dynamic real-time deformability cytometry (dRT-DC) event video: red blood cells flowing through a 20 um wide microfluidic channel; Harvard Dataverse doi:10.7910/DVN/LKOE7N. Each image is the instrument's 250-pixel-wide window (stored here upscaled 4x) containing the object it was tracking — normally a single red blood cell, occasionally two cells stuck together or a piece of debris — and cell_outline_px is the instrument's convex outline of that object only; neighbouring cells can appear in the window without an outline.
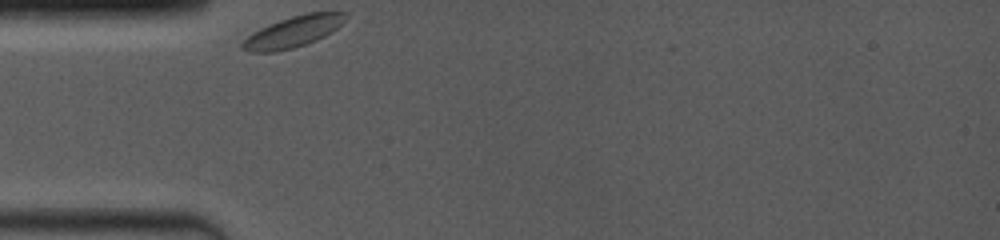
{"species": "common noctule bat (a hibernating species)", "species_latin": "Nyctalus noctula", "temperature_condition": "room temperature", "stored_images_in_passage": 8, "camera_frame_rate_fps": 4000, "um_per_image_px": 0.085, "animal": {"sex": "female", "body_mass_g": 19.0, "forearm_length_mm": 53.3}, "frame": {"image": 1, "passage_image": 1, "time_ms": 0.0, "image_size_px": [1000, 240], "cell_outline_px": [[348, 12], [344, 20], [336, 28], [324, 36], [316, 40], [292, 48], [276, 52], [248, 52], [240, 48], [240, 44], [252, 32], [268, 24], [304, 12]], "centroid_in_image_um": [24.87, 2.7], "position_along_channel_um": 60.1, "area_um2": 18.61}}
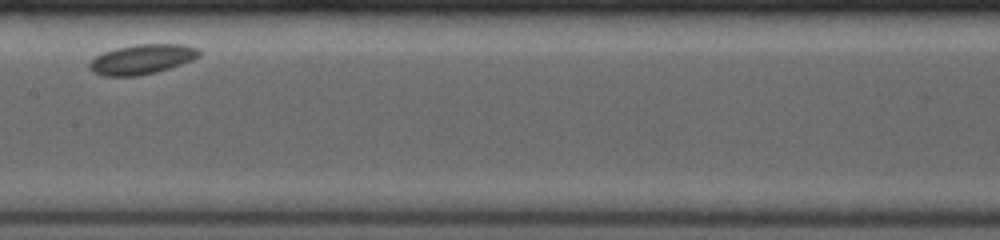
{"frame": {"image": 2, "passage_image": 4, "time_ms": 4.0, "image_size_px": [1000, 240], "cell_outline_px": [[200, 56], [192, 60], [156, 72], [136, 76], [104, 76], [92, 72], [88, 68], [88, 64], [96, 56], [104, 52], [116, 48], [136, 44], [184, 44], [196, 48], [200, 52]], "centroid_in_image_um": [12.04, 5.04], "position_along_channel_um": 195.4, "area_um2": 18.96}}
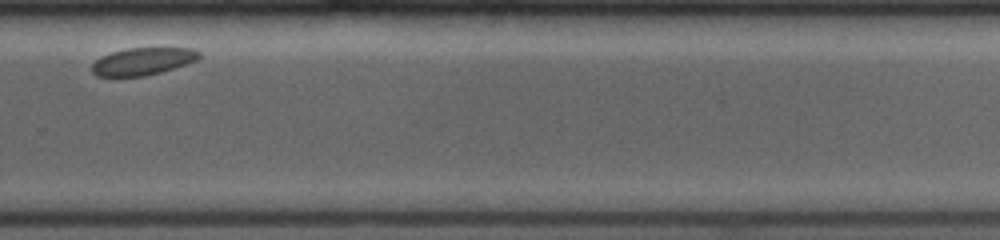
{"frame": {"image": 3, "passage_image": 7, "time_ms": 7.5, "image_size_px": [1000, 240], "cell_outline_px": [[200, 56], [196, 60], [160, 72], [144, 76], [96, 76], [92, 72], [92, 64], [100, 56], [112, 52], [128, 48], [192, 48], [200, 52]], "centroid_in_image_um": [12.1, 5.21], "position_along_channel_um": 317.7, "area_um2": 16.88}}